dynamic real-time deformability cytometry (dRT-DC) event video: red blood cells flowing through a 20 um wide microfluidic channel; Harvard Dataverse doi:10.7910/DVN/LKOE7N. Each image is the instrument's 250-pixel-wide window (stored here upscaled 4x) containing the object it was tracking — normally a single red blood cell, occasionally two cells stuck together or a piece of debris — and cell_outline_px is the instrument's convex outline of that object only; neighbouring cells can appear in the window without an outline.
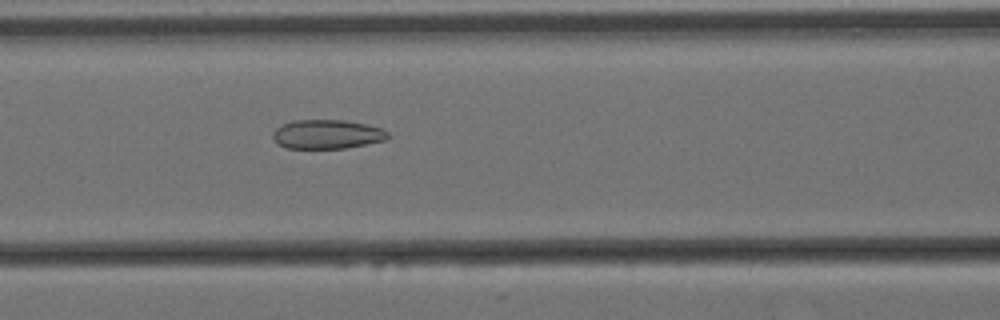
{"species": "Egyptian fruit bat (a non-hibernating species)", "species_latin": "Rousettus aegyptiacus", "temperature_condition": "cold", "stored_images_in_passage": 57, "camera_frame_rate_fps": 3000, "um_per_image_px": 0.085, "animal": {"sex": "female"}, "frame": {"image": 1, "passage_image": 23, "time_ms": 7.333, "image_size_px": [1000, 320], "cell_outline_px": [[388, 136], [384, 140], [344, 148], [284, 148], [272, 136], [272, 132], [276, 128], [292, 120], [344, 120], [368, 124], [384, 128], [388, 132]], "centroid_in_image_um": [27.81, 11.4], "position_along_channel_um": 138.8, "area_um2": 19.42}}
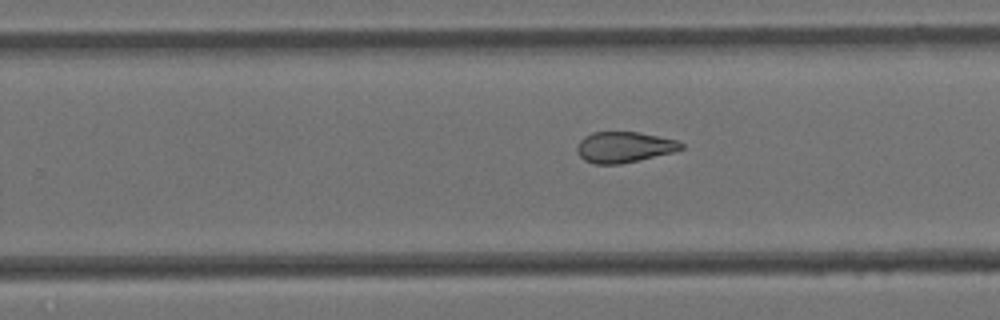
{"frame": {"image": 2, "passage_image": 35, "time_ms": 11.333, "image_size_px": [1000, 320], "cell_outline_px": [[684, 148], [676, 152], [620, 164], [592, 164], [584, 160], [576, 152], [576, 148], [580, 140], [584, 136], [592, 132], [640, 132], [676, 140], [684, 144]], "centroid_in_image_um": [53.05, 12.51], "position_along_channel_um": 276.8, "area_um2": 18.9}}
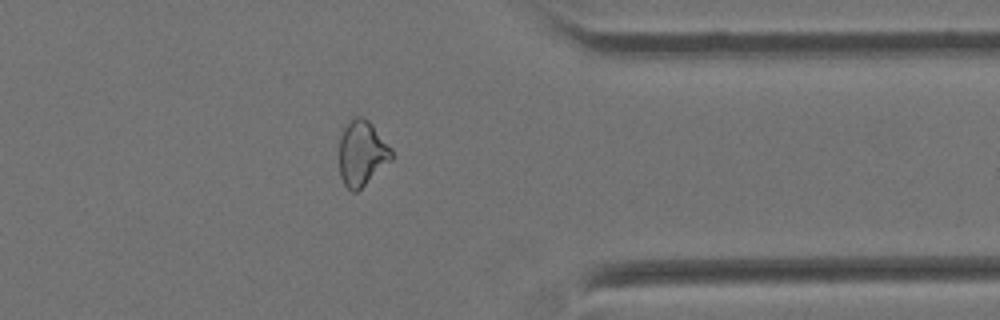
{"frame": {"image": 3, "passage_image": 45, "time_ms": 14.667, "image_size_px": [1000, 320], "cell_outline_px": [[392, 160], [356, 192], [352, 192], [344, 184], [340, 176], [340, 136], [348, 120], [356, 116], [364, 116], [372, 124], [392, 148]], "centroid_in_image_um": [30.77, 13.0], "position_along_channel_um": 380.6, "area_um2": 19.88}, "authors_computed_cell_mechanics": {"area_um2": 21.9062, "velocity_mm_per_s": 3.4689, "shape_relaxation_time_tau1_ms": null, "shape_relaxation_time_tau2_ms": 2.5621, "deformation_change_tau1": null, "deformation_change_tau2": 0.0849}}